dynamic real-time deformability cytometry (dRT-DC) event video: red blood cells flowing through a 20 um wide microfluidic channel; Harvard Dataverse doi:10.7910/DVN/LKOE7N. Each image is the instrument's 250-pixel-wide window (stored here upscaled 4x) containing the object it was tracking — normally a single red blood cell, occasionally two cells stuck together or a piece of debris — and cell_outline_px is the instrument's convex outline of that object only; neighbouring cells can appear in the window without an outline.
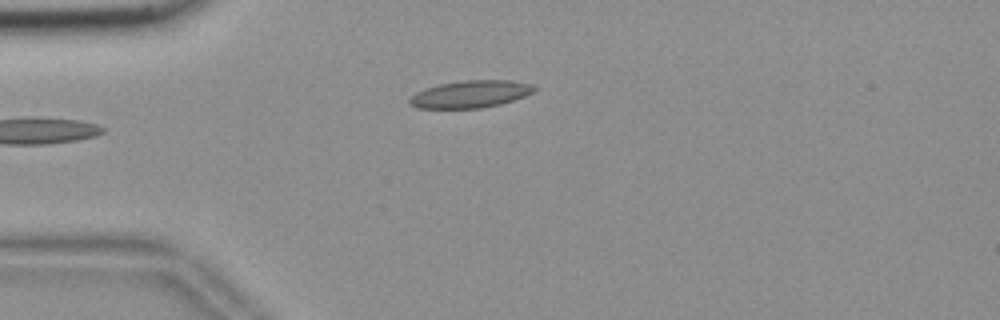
{"species": "common noctule bat (a hibernating species)", "species_latin": "Nyctalus noctula", "temperature_condition": "room temperature", "stored_images_in_passage": 38, "camera_frame_rate_fps": 3000, "um_per_image_px": 0.085, "animal": {"sex": "female", "body_mass_g": 18.4}, "frame": {"image": 1, "passage_image": 1, "time_ms": 0.0, "image_size_px": [1000, 320], "cell_outline_px": [[536, 88], [532, 92], [524, 96], [500, 104], [480, 108], [416, 108], [408, 104], [408, 100], [416, 92], [424, 88], [440, 84], [464, 80], [512, 80], [528, 84]], "centroid_in_image_um": [39.92, 8.0], "position_along_channel_um": 45.1, "area_um2": 19.65}}
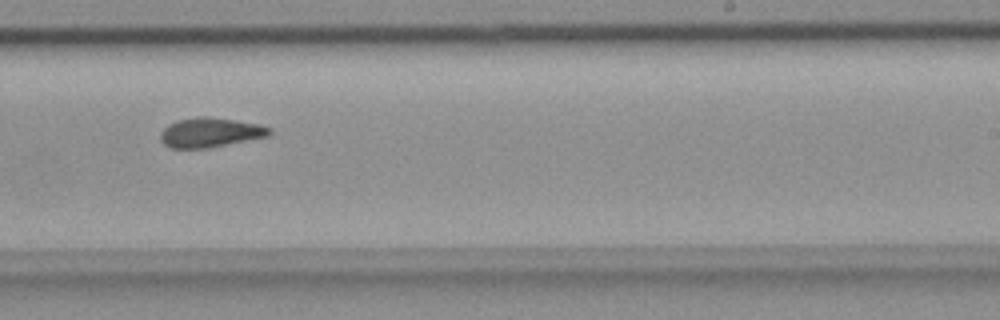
{"frame": {"image": 2, "passage_image": 21, "time_ms": 6.667, "image_size_px": [1000, 320], "cell_outline_px": [[272, 132], [268, 136], [208, 148], [168, 148], [160, 140], [160, 132], [168, 124], [176, 120], [196, 116], [208, 116], [260, 124], [272, 128]], "centroid_in_image_um": [17.84, 11.25], "position_along_channel_um": 271.2, "area_um2": 18.96}}
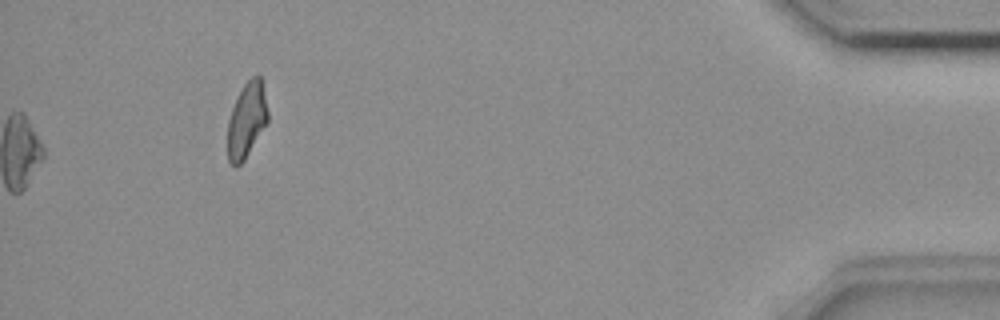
{"frame": {"image": 3, "passage_image": 38, "time_ms": 12.333, "image_size_px": [1000, 320], "cell_outline_px": [[268, 120], [244, 160], [236, 168], [228, 160], [228, 120], [232, 108], [244, 84], [252, 76], [260, 76], [268, 112]], "centroid_in_image_um": [20.95, 10.23], "position_along_channel_um": 414.2, "area_um2": 17.17}, "authors_computed_cell_mechanics": {"area_um2": 18.5538, "velocity_mm_per_s": 3.6751, "shape_relaxation_time_tau1_ms": null, "shape_relaxation_time_tau2_ms": 2.8431, "deformation_change_tau1": null, "deformation_change_tau2": 0.0992}}